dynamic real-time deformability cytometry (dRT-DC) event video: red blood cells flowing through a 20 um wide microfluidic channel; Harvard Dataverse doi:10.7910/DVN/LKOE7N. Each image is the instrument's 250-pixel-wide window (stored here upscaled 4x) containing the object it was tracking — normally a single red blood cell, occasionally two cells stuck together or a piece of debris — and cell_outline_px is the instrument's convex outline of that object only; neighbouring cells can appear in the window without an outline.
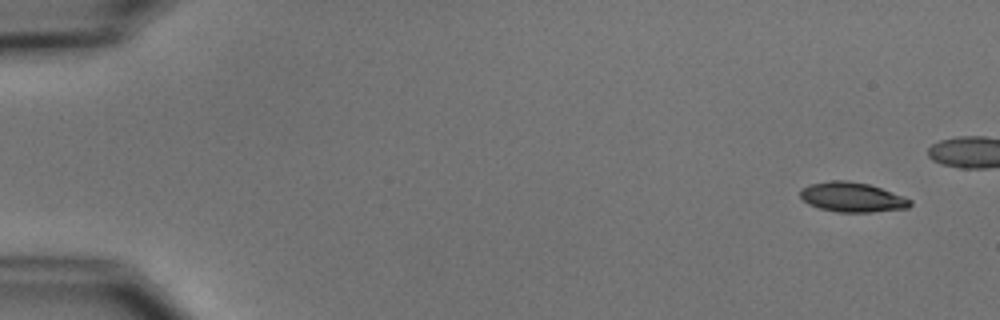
{"species": "common noctule bat (a hibernating species)", "species_latin": "Nyctalus noctula", "temperature_condition": "cold", "stored_images_in_passage": 10, "camera_frame_rate_fps": 3000, "um_per_image_px": 0.085, "animal": {"sex": "male", "body_mass_g": 15.6}, "frame": {"image": 1, "passage_image": 1, "time_ms": 0.0, "image_size_px": [1000, 320], "cell_outline_px": [[912, 204], [908, 208], [872, 212], [836, 212], [820, 208], [808, 204], [800, 196], [800, 188], [808, 184], [832, 180], [848, 180], [868, 184], [904, 196], [912, 200]], "centroid_in_image_um": [72.42, 16.75], "position_along_channel_um": 12.6, "area_um2": 19.13}}
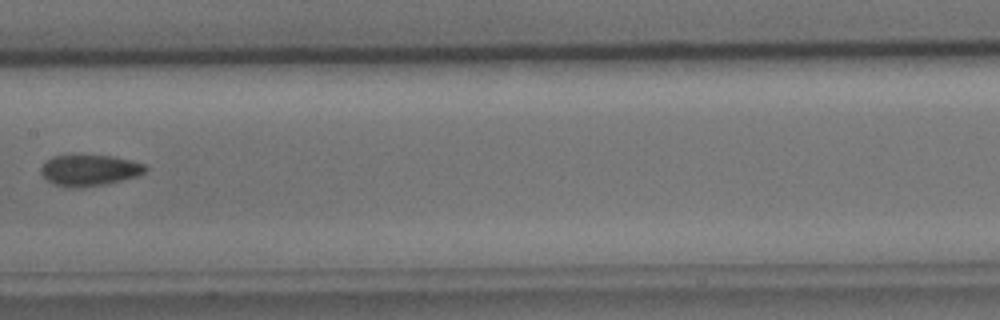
{"frame": {"image": 2, "passage_image": 9, "time_ms": 10.333, "image_size_px": [1000, 320], "cell_outline_px": [[148, 168], [144, 172], [136, 176], [104, 184], [80, 188], [68, 188], [52, 184], [40, 172], [40, 168], [52, 156], [112, 156], [144, 164]], "centroid_in_image_um": [7.57, 14.49], "position_along_channel_um": 199.8, "area_um2": 18.61}}
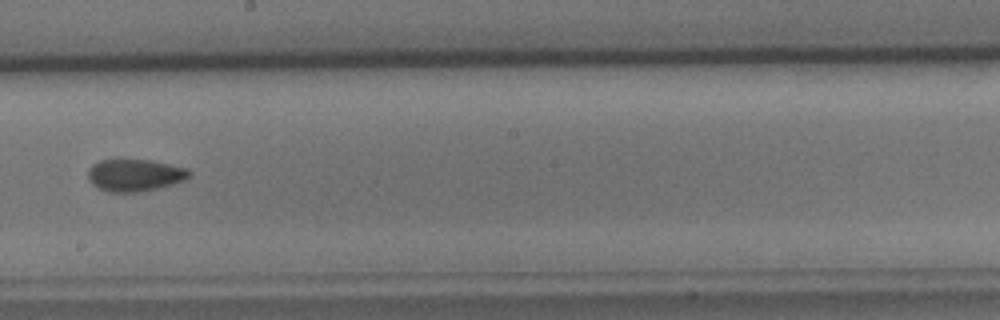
{"frame": {"image": 3, "passage_image": 10, "time_ms": 11.333, "image_size_px": [1000, 320], "cell_outline_px": [[192, 176], [184, 180], [172, 184], [140, 192], [108, 192], [92, 184], [88, 180], [88, 168], [92, 164], [100, 160], [152, 160], [188, 168], [192, 172]], "centroid_in_image_um": [11.47, 14.88], "position_along_channel_um": 236.7, "area_um2": 19.07}}